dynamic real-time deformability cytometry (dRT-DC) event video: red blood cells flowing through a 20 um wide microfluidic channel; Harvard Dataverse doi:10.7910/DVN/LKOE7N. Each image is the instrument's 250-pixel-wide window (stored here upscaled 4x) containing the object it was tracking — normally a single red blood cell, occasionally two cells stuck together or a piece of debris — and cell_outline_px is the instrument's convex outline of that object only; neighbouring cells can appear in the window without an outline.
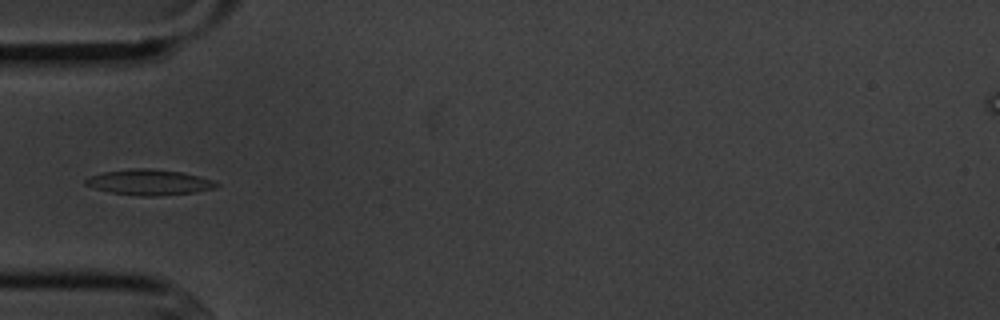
{"species": "common noctule bat (a hibernating species)", "species_latin": "Nyctalus noctula", "temperature_condition": "cold", "stored_images_in_passage": 5, "camera_frame_rate_fps": 3000, "um_per_image_px": 0.085, "animal": {"sex": "male", "body_mass_g": 20.1, "forearm_length_mm": 53.5}, "frame": {"image": 1, "passage_image": 5, "time_ms": 5.333, "image_size_px": [1000, 320], "cell_outline_px": [[220, 184], [216, 188], [196, 192], [156, 196], [140, 196], [108, 192], [84, 184], [84, 180], [88, 176], [100, 172], [128, 168], [152, 168], [180, 172], [200, 176], [212, 180]], "centroid_in_image_um": [12.65, 15.48], "position_along_channel_um": 72.3, "area_um2": 19.77}}